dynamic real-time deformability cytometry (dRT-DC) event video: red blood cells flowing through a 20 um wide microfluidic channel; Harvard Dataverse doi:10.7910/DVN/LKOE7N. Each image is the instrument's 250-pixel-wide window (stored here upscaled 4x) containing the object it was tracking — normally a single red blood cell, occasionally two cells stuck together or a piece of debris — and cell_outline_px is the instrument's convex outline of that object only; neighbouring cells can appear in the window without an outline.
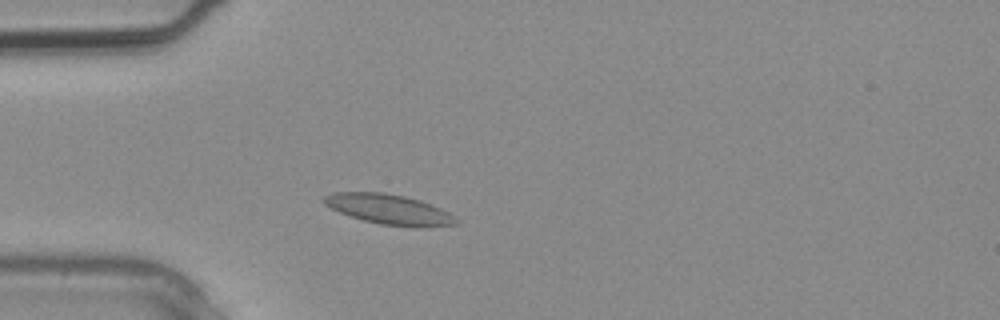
{"species": "common noctule bat (a hibernating species)", "species_latin": "Nyctalus noctula", "temperature_condition": "warm", "stored_images_in_passage": 1, "camera_frame_rate_fps": 3000, "um_per_image_px": 0.085, "animal": {"sex": "male", "body_mass_g": 20.4}, "frame": {"image": 1, "passage_image": 1, "time_ms": 0.0, "image_size_px": [1000, 320], "cell_outline_px": [[460, 220], [456, 224], [416, 228], [380, 224], [364, 220], [340, 212], [324, 204], [320, 200], [324, 196], [336, 192], [384, 192], [404, 196], [420, 200], [440, 208], [448, 212]], "centroid_in_image_um": [33.08, 17.79], "position_along_channel_um": 51.9, "area_um2": 23.12}}